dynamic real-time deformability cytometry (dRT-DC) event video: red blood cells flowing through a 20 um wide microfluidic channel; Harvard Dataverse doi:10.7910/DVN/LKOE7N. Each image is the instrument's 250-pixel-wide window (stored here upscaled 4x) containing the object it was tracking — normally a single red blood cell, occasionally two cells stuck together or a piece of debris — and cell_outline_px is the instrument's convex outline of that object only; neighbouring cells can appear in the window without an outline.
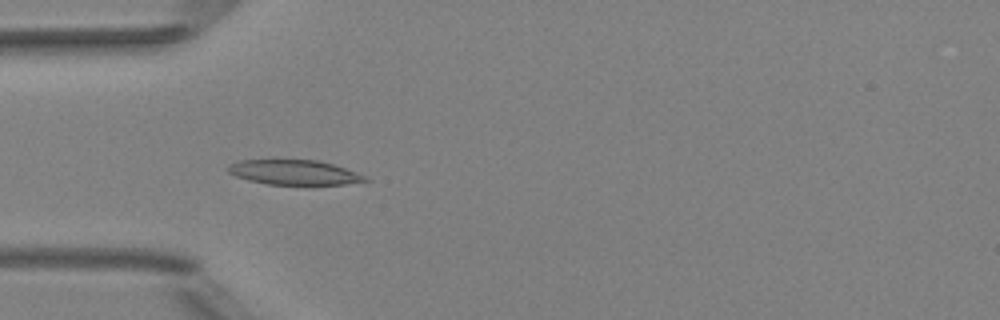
{"species": "Egyptian fruit bat (a non-hibernating species)", "species_latin": "Rousettus aegyptiacus", "temperature_condition": "room temperature", "stored_images_in_passage": 6, "camera_frame_rate_fps": 3000, "um_per_image_px": 0.085, "animal": {"sex": "female"}, "frame": {"image": 1, "passage_image": 4, "time_ms": 3.333, "image_size_px": [1000, 320], "cell_outline_px": [[372, 180], [344, 184], [268, 184], [248, 180], [236, 176], [228, 172], [228, 164], [240, 160], [276, 156], [316, 160], [332, 164], [344, 168], [364, 176]], "centroid_in_image_um": [24.89, 14.58], "position_along_channel_um": 60.1, "area_um2": 20.58}}
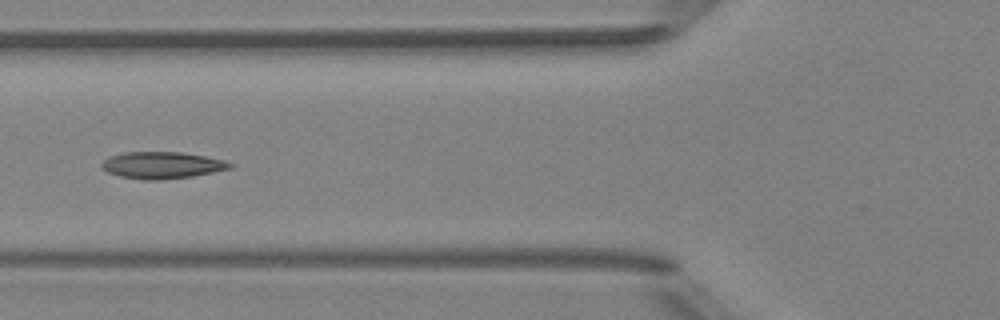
{"frame": {"image": 2, "passage_image": 5, "time_ms": 4.667, "image_size_px": [1000, 320], "cell_outline_px": [[236, 164], [232, 168], [192, 176], [160, 180], [144, 180], [120, 176], [108, 172], [100, 168], [100, 164], [108, 156], [124, 152], [180, 152], [204, 156], [224, 160]], "centroid_in_image_um": [13.75, 14.04], "position_along_channel_um": 112.0, "area_um2": 20.11}}
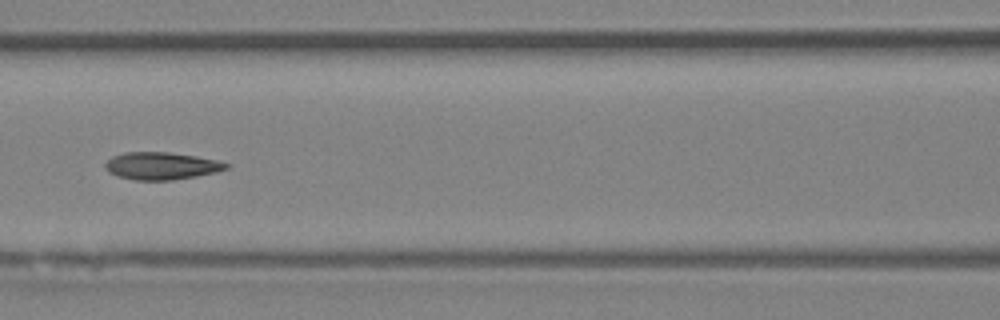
{"frame": {"image": 3, "passage_image": 6, "time_ms": 5.667, "image_size_px": [1000, 320], "cell_outline_px": [[232, 164], [228, 168], [216, 172], [196, 176], [172, 180], [136, 180], [120, 176], [108, 172], [104, 168], [104, 164], [112, 156], [124, 152], [168, 152], [196, 156], [216, 160]], "centroid_in_image_um": [13.72, 14.09], "position_along_channel_um": 152.9, "area_um2": 19.31}}